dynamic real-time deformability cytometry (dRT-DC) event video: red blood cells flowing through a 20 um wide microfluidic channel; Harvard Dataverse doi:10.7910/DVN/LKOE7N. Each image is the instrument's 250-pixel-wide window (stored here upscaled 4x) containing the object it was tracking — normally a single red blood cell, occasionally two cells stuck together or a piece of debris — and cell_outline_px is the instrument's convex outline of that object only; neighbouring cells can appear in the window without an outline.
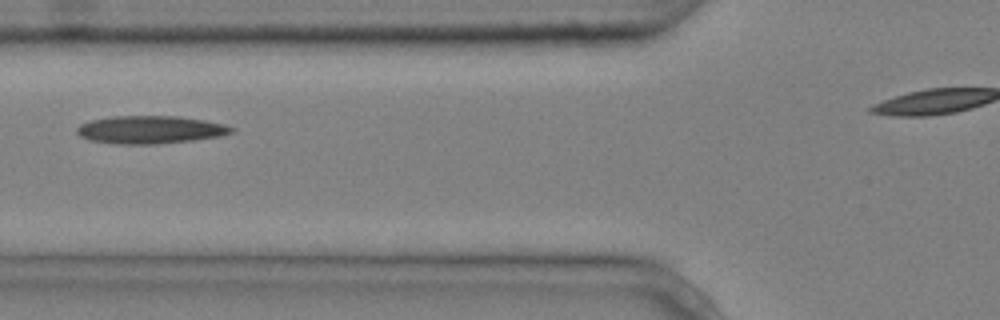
{"species": "common noctule bat (a hibernating species)", "species_latin": "Nyctalus noctula", "temperature_condition": "cold", "stored_images_in_passage": 5, "camera_frame_rate_fps": 3000, "um_per_image_px": 0.085, "animal": {"sex": "male", "body_mass_g": 20.4}, "frame": {"image": 1, "passage_image": 5, "time_ms": 1.333, "image_size_px": [1000, 320], "cell_outline_px": [[236, 132], [220, 136], [192, 140], [156, 144], [112, 144], [88, 140], [80, 136], [76, 132], [76, 128], [80, 124], [92, 120], [112, 116], [180, 116], [204, 120], [224, 124], [236, 128]], "centroid_in_image_um": [12.78, 11.03], "position_along_channel_um": 113.0, "area_um2": 25.32}}